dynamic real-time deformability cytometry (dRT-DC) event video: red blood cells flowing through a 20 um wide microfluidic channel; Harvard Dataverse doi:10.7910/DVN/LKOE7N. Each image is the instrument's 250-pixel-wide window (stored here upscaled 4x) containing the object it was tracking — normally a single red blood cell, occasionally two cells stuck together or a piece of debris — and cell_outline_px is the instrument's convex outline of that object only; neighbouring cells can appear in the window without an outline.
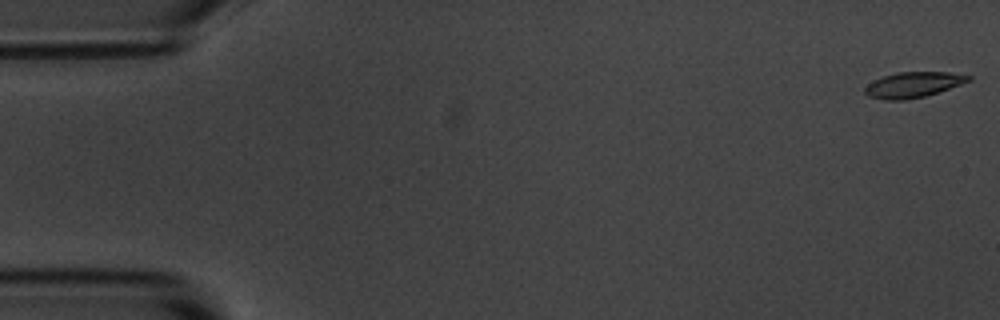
{"species": "common noctule bat (a hibernating species)", "species_latin": "Nyctalus noctula", "temperature_condition": "room temperature", "stored_images_in_passage": 56, "camera_frame_rate_fps": 3000, "um_per_image_px": 0.085, "animal": {"sex": "male", "body_mass_g": 20.1, "forearm_length_mm": 53.5}, "frame": {"image": 1, "passage_image": 1, "time_ms": 0.0, "image_size_px": [1000, 320], "cell_outline_px": [[972, 80], [924, 96], [904, 100], [884, 100], [868, 96], [864, 92], [864, 88], [872, 80], [896, 72], [948, 72], [972, 76]], "centroid_in_image_um": [77.57, 7.2], "position_along_channel_um": 7.4, "area_um2": 15.26}}
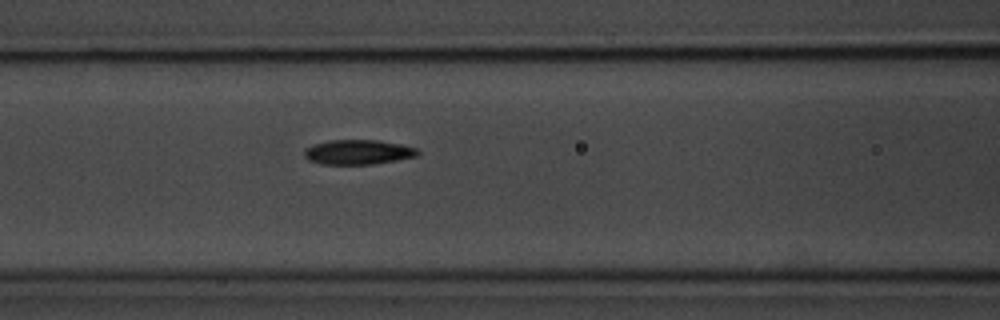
{"frame": {"image": 2, "passage_image": 23, "time_ms": 7.333, "image_size_px": [1000, 320], "cell_outline_px": [[420, 152], [416, 156], [396, 160], [372, 164], [320, 164], [308, 160], [304, 156], [304, 148], [312, 144], [328, 140], [380, 140], [400, 144], [416, 148]], "centroid_in_image_um": [30.38, 12.92], "position_along_channel_um": 136.2, "area_um2": 16.42}}
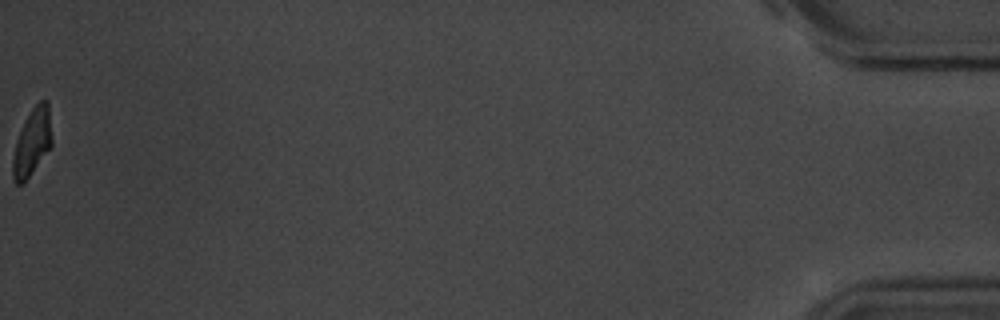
{"frame": {"image": 3, "passage_image": 56, "time_ms": 18.333, "image_size_px": [1000, 320], "cell_outline_px": [[52, 144], [24, 184], [16, 184], [12, 180], [12, 160], [16, 140], [32, 108], [40, 100], [48, 100], [52, 140]], "centroid_in_image_um": [2.72, 12.12], "position_along_channel_um": 432.5, "area_um2": 15.14}, "authors_computed_cell_mechanics": {"area_um2": 16.1551, "velocity_mm_per_s": 3.6159, "shape_relaxation_time_tau1_ms": 2.6387, "shape_relaxation_time_tau2_ms": 2.5819, "deformation_change_tau1": 0.1606, "deformation_change_tau2": 0.0951}}